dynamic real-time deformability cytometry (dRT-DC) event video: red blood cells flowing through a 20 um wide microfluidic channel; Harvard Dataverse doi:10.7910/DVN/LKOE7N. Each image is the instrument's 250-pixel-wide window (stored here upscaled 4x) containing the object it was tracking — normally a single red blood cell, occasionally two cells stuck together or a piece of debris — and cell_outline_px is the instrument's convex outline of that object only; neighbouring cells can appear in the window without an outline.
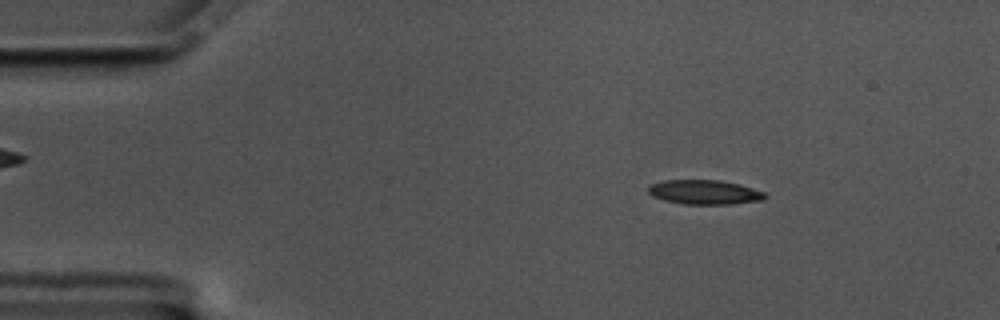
{"species": "common noctule bat (a hibernating species)", "species_latin": "Nyctalus noctula", "temperature_condition": "cold", "stored_images_in_passage": 57, "camera_frame_rate_fps": 3000, "um_per_image_px": 0.085, "animal": {"sex": "male", "body_mass_g": 17.5, "forearm_length_mm": 52.3}, "frame": {"image": 1, "passage_image": 8, "time_ms": 2.333, "image_size_px": [1000, 320], "cell_outline_px": [[768, 196], [764, 200], [732, 204], [684, 204], [664, 200], [652, 196], [648, 192], [648, 184], [664, 180], [720, 180], [740, 184], [764, 192]], "centroid_in_image_um": [59.88, 16.33], "position_along_channel_um": 25.1, "area_um2": 16.76}}
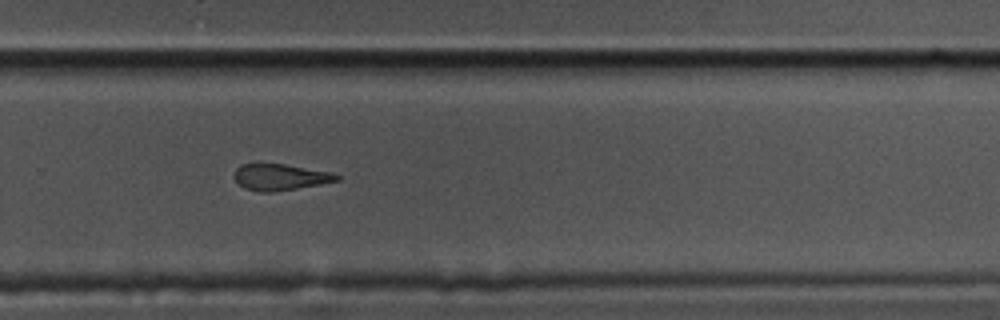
{"frame": {"image": 2, "passage_image": 38, "time_ms": 12.333, "image_size_px": [1000, 320], "cell_outline_px": [[340, 180], [320, 184], [272, 192], [260, 192], [244, 188], [236, 180], [236, 168], [240, 164], [256, 160], [260, 160], [332, 172], [340, 176]], "centroid_in_image_um": [23.77, 15.0], "position_along_channel_um": 306.0, "area_um2": 16.18}}
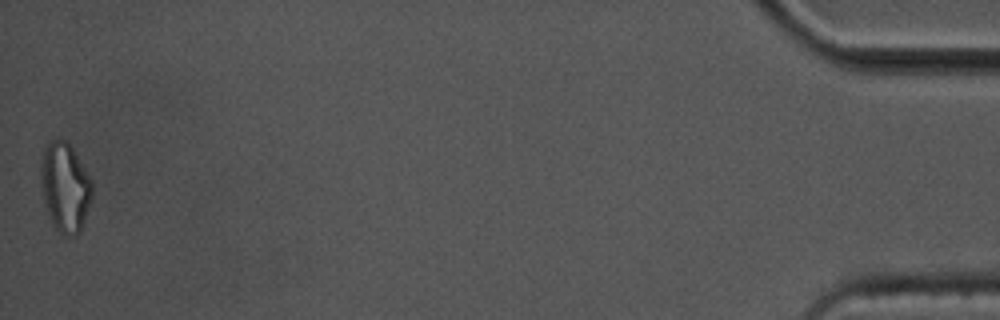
{"frame": {"image": 3, "passage_image": 57, "time_ms": 18.667, "image_size_px": [1000, 320], "cell_outline_px": [[92, 196], [80, 232], [76, 236], [64, 236], [52, 224], [44, 200], [40, 176], [40, 160], [48, 140], [56, 136], [68, 140], [92, 180]], "centroid_in_image_um": [5.52, 15.85], "position_along_channel_um": 429.7, "area_um2": 27.05}, "authors_computed_cell_mechanics": {"area_um2": 17.1666, "velocity_mm_per_s": 3.4634, "shape_relaxation_time_tau1_ms": null, "shape_relaxation_time_tau2_ms": 6.0275, "deformation_change_tau1": null, "deformation_change_tau2": 0.159}}